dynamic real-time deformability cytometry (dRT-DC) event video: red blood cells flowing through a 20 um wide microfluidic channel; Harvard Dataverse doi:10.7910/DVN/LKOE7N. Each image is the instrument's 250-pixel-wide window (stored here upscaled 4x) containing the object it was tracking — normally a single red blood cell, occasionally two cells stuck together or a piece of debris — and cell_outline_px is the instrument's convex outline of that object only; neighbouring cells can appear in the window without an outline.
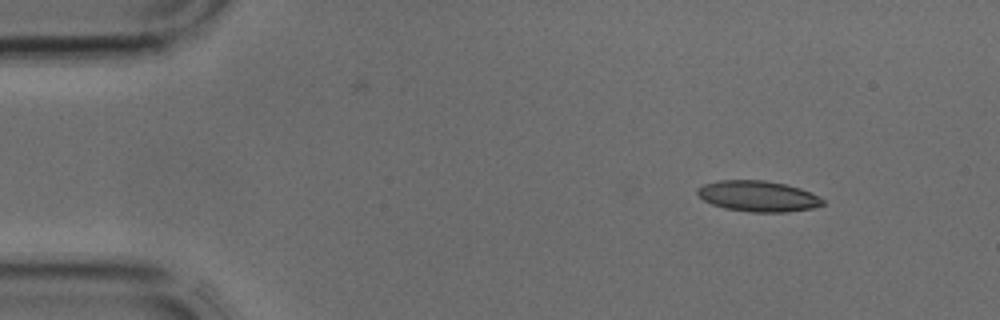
{"species": "common noctule bat (a hibernating species)", "species_latin": "Nyctalus noctula", "temperature_condition": "cold", "stored_images_in_passage": 2, "camera_frame_rate_fps": 3000, "um_per_image_px": 0.085, "animal": {"sex": "male", "body_mass_g": 17.9, "forearm_length_mm": 54.2}, "frame": {"image": 1, "passage_image": 1, "time_ms": 0.0, "image_size_px": [1000, 320], "cell_outline_px": [[824, 204], [812, 208], [784, 212], [748, 212], [724, 208], [712, 204], [704, 200], [696, 192], [696, 188], [704, 184], [720, 180], [764, 180], [784, 184], [800, 188], [824, 200]], "centroid_in_image_um": [64.39, 16.67], "position_along_channel_um": 20.6, "area_um2": 22.31}}